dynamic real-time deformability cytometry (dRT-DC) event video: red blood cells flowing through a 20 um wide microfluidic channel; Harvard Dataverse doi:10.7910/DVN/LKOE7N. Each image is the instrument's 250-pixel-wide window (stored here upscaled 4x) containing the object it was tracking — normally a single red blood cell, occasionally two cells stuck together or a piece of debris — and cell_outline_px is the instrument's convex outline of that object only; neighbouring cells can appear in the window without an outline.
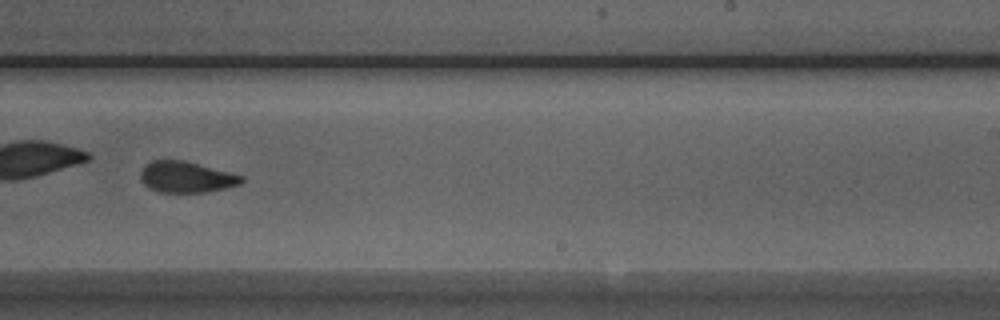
{"species": "Egyptian fruit bat (a non-hibernating species)", "species_latin": "Rousettus aegyptiacus", "temperature_condition": "room temperature", "stored_images_in_passage": 33, "camera_frame_rate_fps": 3000, "um_per_image_px": 0.085, "animal": {"sex": "male"}, "frame": {"image": 1, "passage_image": 19, "time_ms": 6.0, "image_size_px": [1000, 320], "cell_outline_px": [[244, 180], [240, 184], [224, 188], [204, 192], [160, 192], [148, 188], [144, 184], [140, 176], [140, 172], [152, 160], [184, 160], [232, 172], [244, 176]], "centroid_in_image_um": [15.86, 15.04], "position_along_channel_um": 273.1, "area_um2": 18.26}}